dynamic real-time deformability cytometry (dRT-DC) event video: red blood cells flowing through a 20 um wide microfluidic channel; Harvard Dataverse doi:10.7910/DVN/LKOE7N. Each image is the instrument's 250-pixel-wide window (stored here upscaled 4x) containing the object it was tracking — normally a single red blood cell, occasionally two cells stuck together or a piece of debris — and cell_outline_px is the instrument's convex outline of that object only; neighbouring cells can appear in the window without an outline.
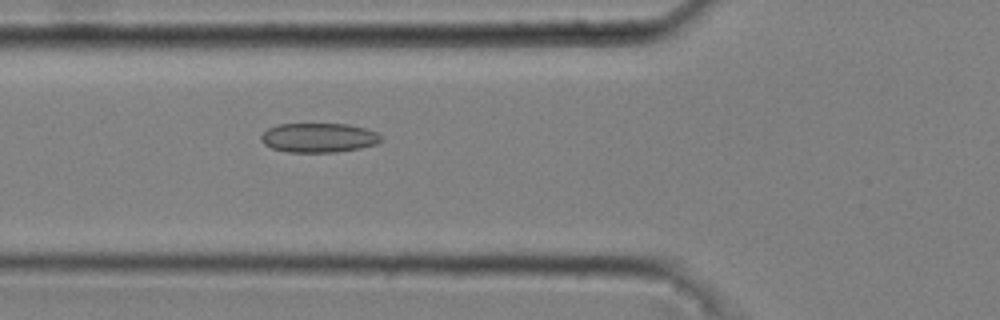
{"species": "common noctule bat (a hibernating species)", "species_latin": "Nyctalus noctula", "temperature_condition": "cold", "stored_images_in_passage": 46, "camera_frame_rate_fps": 3000, "um_per_image_px": 0.085, "animal": {"sex": "male", "body_mass_g": 20.4}, "frame": {"image": 1, "passage_image": 17, "time_ms": 5.333, "image_size_px": [1000, 320], "cell_outline_px": [[384, 140], [376, 144], [360, 148], [336, 152], [288, 152], [272, 148], [264, 144], [260, 140], [260, 136], [268, 128], [276, 124], [348, 124], [364, 128], [376, 132], [384, 136]], "centroid_in_image_um": [27.11, 11.7], "position_along_channel_um": 98.7, "area_um2": 20.69}}
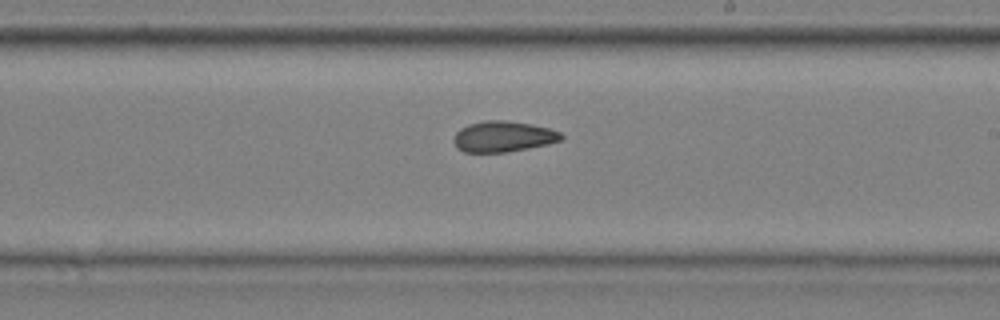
{"frame": {"image": 2, "passage_image": 29, "time_ms": 9.333, "image_size_px": [1000, 320], "cell_outline_px": [[564, 136], [560, 140], [548, 144], [508, 152], [464, 152], [456, 148], [452, 140], [456, 132], [460, 128], [468, 124], [488, 120], [508, 120], [532, 124], [548, 128], [560, 132]], "centroid_in_image_um": [42.74, 11.6], "position_along_channel_um": 246.3, "area_um2": 19.42}}
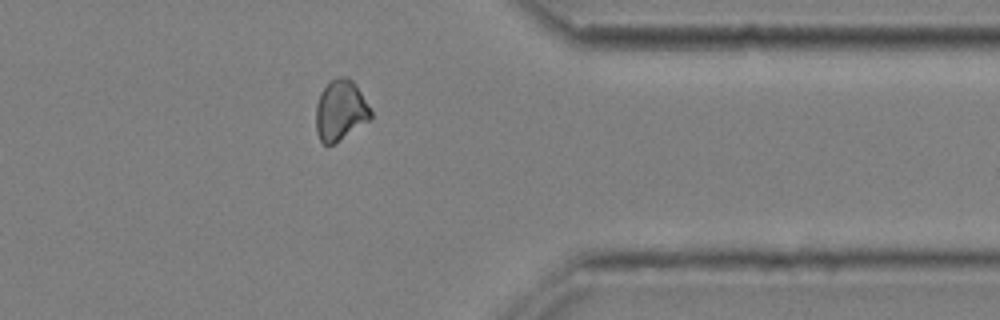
{"frame": {"image": 3, "passage_image": 41, "time_ms": 13.333, "image_size_px": [1000, 320], "cell_outline_px": [[372, 116], [368, 120], [332, 144], [324, 144], [320, 140], [316, 132], [316, 104], [320, 92], [336, 76], [348, 76], [356, 84], [372, 112]], "centroid_in_image_um": [28.91, 9.34], "position_along_channel_um": 382.5, "area_um2": 19.02}, "authors_computed_cell_mechanics": {"area_um2": 19.7676, "velocity_mm_per_s": 3.6879, "shape_relaxation_time_tau1_ms": null, "shape_relaxation_time_tau2_ms": 3.8941, "deformation_change_tau1": null, "deformation_change_tau2": 0.0908}}